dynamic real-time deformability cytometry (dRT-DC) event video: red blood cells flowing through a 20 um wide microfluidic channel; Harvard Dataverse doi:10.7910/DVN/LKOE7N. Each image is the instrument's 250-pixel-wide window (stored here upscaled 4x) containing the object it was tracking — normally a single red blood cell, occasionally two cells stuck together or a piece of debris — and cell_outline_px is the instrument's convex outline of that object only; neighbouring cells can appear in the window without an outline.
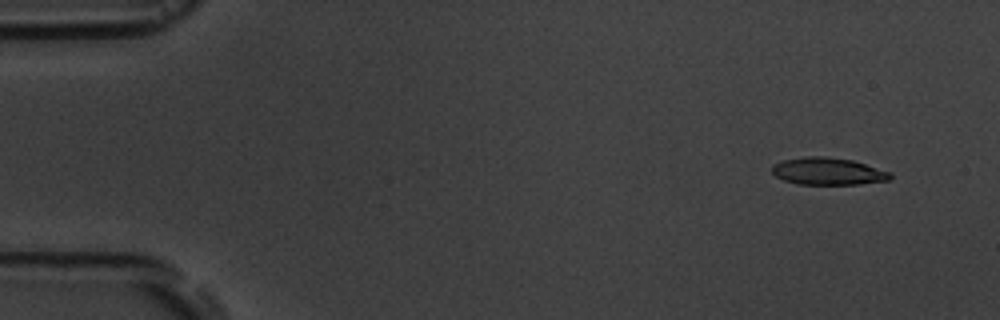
{"species": "common noctule bat (a hibernating species)", "species_latin": "Nyctalus noctula", "temperature_condition": "room temperature", "stored_images_in_passage": 9, "camera_frame_rate_fps": 3000, "um_per_image_px": 0.085, "animal": {"sex": "male", "body_mass_g": 19.5, "forearm_length_mm": 54.6}, "frame": {"image": 1, "passage_image": 1, "time_ms": 0.0, "image_size_px": [1000, 320], "cell_outline_px": [[892, 176], [888, 180], [860, 184], [800, 184], [784, 180], [776, 176], [772, 172], [772, 164], [784, 160], [804, 156], [824, 156], [852, 160], [892, 172]], "centroid_in_image_um": [70.38, 14.55], "position_along_channel_um": 14.6, "area_um2": 18.73}}
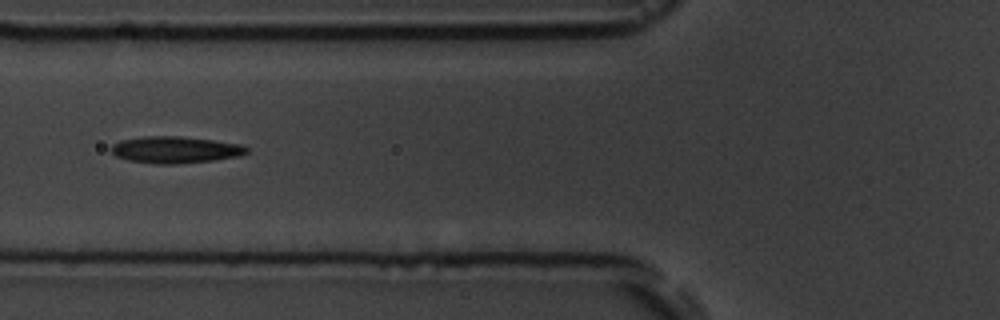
{"frame": {"image": 2, "passage_image": 6, "time_ms": 5.667, "image_size_px": [1000, 320], "cell_outline_px": [[248, 152], [240, 156], [212, 160], [176, 164], [160, 164], [128, 160], [116, 156], [108, 148], [112, 144], [120, 140], [144, 136], [180, 136], [212, 140], [240, 144], [248, 148]], "centroid_in_image_um": [14.86, 12.72], "position_along_channel_um": 110.9, "area_um2": 21.1}}
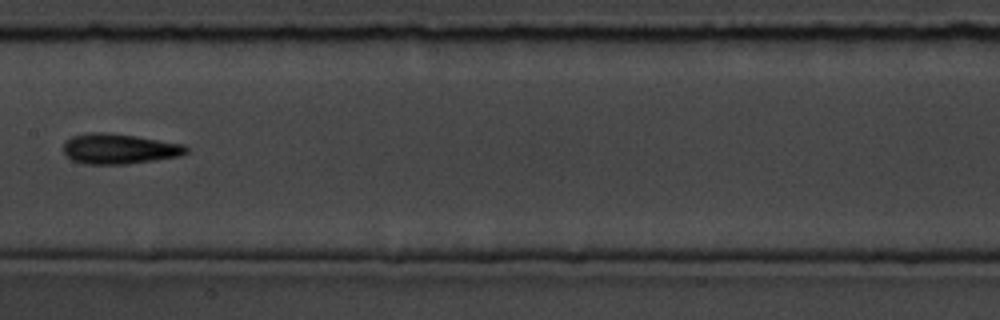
{"frame": {"image": 3, "passage_image": 8, "time_ms": 8.0, "image_size_px": [1000, 320], "cell_outline_px": [[188, 152], [180, 156], [124, 164], [84, 164], [72, 160], [64, 152], [64, 144], [72, 136], [88, 132], [108, 132], [136, 136], [184, 144], [188, 148]], "centroid_in_image_um": [10.13, 12.64], "position_along_channel_um": 197.3, "area_um2": 21.56}}